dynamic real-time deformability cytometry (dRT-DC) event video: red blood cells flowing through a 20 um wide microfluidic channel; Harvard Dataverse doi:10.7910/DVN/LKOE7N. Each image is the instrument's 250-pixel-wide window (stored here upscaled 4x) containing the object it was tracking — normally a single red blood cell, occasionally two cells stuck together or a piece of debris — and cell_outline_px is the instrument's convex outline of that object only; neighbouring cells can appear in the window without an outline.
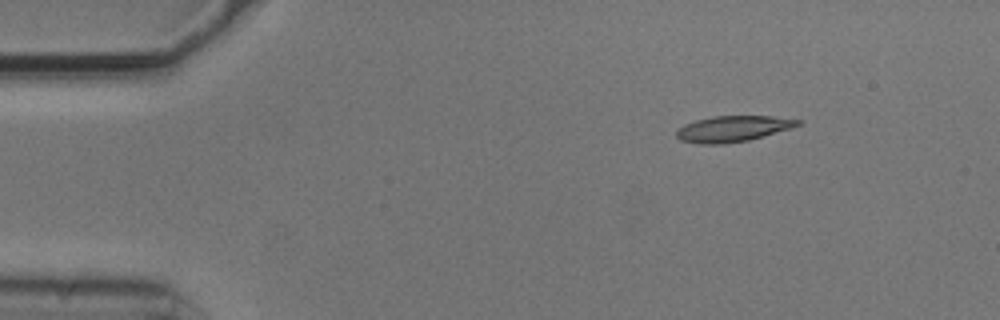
{"species": "common noctule bat (a hibernating species)", "species_latin": "Nyctalus noctula", "temperature_condition": "cold", "stored_images_in_passage": 5, "camera_frame_rate_fps": 3000, "um_per_image_px": 0.085, "animal": {"sex": "male", "body_mass_g": 20.5, "forearm_length_mm": 52.5}, "frame": {"image": 1, "passage_image": 2, "time_ms": 0.333, "image_size_px": [1000, 320], "cell_outline_px": [[804, 120], [800, 124], [788, 128], [748, 140], [724, 144], [700, 144], [680, 140], [676, 136], [676, 132], [684, 124], [696, 120], [712, 116], [772, 116]], "centroid_in_image_um": [62.25, 10.94], "position_along_channel_um": 22.7, "area_um2": 18.09}}
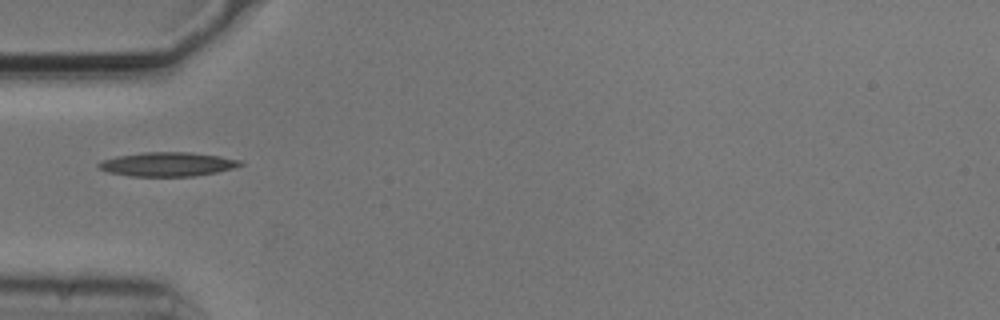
{"frame": {"image": 2, "passage_image": 5, "time_ms": 1.333, "image_size_px": [1000, 320], "cell_outline_px": [[244, 164], [232, 168], [216, 172], [196, 176], [128, 176], [108, 172], [96, 168], [96, 164], [104, 160], [116, 156], [144, 152], [192, 152], [220, 156], [244, 160]], "centroid_in_image_um": [14.24, 13.96], "position_along_channel_um": 70.8, "area_um2": 20.06}}